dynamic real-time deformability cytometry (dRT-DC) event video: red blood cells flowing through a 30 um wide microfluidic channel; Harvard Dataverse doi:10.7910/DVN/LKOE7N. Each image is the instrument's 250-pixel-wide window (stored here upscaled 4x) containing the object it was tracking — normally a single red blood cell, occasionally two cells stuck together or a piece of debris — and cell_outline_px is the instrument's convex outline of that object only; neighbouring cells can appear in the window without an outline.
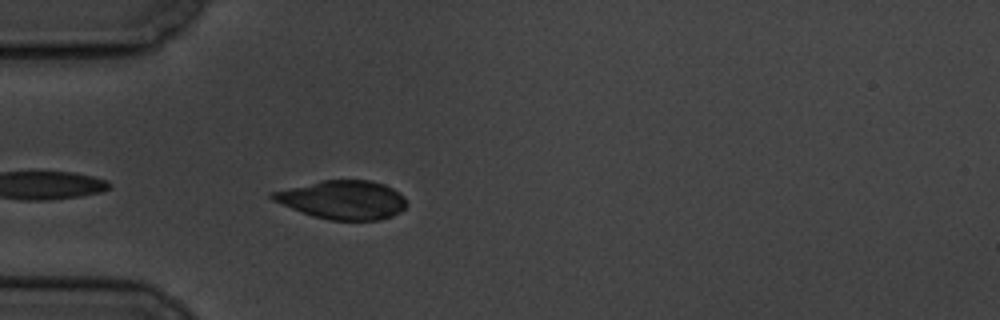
{"species": "common noctule bat (a hibernating species)", "species_latin": "Nyctalus noctula", "temperature_condition": "cold", "stored_images_in_passage": 3, "camera_frame_rate_fps": 3000, "um_per_image_px": 0.085, "animal": {"sex": "male", "body_mass_g": 19.5, "forearm_length_mm": 54.6}, "frame": {"image": 1, "passage_image": 3, "time_ms": 2.333, "image_size_px": [1000, 320], "cell_outline_px": [[408, 204], [400, 212], [392, 216], [380, 220], [328, 220], [312, 216], [272, 200], [268, 196], [268, 192], [320, 180], [372, 180], [384, 184], [392, 188], [404, 196]], "centroid_in_image_um": [29.12, 16.98], "position_along_channel_um": 55.9, "area_um2": 30.52}}